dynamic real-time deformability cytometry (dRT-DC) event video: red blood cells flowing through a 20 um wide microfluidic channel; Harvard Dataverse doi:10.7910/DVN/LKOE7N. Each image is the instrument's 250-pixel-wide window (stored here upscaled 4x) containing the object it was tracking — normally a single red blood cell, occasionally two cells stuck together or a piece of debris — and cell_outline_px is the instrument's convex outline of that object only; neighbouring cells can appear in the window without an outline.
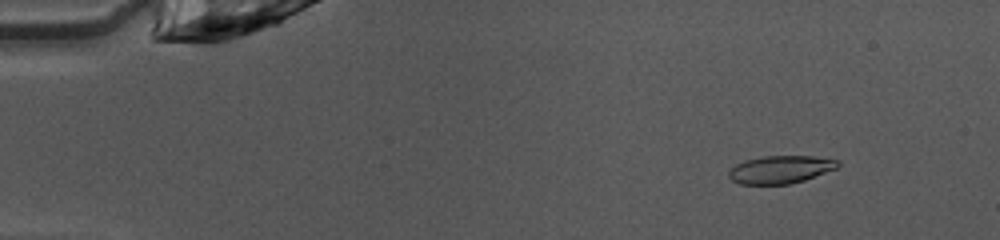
{"species": "common noctule bat (a hibernating species)", "species_latin": "Nyctalus noctula", "temperature_condition": "warm", "stored_images_in_passage": 49, "camera_frame_rate_fps": 3000, "um_per_image_px": 0.085, "animal": {"sex": "female", "body_mass_g": 10.0, "forearm_length_mm": 53.1}, "frame": {"image": 1, "passage_image": 6, "time_ms": 1.667, "image_size_px": [1000, 240], "cell_outline_px": [[840, 164], [836, 168], [804, 180], [788, 184], [740, 184], [732, 180], [728, 176], [728, 172], [736, 164], [744, 160], [764, 156], [812, 156], [840, 160]], "centroid_in_image_um": [66.33, 14.4], "position_along_channel_um": 18.7, "area_um2": 17.57}}
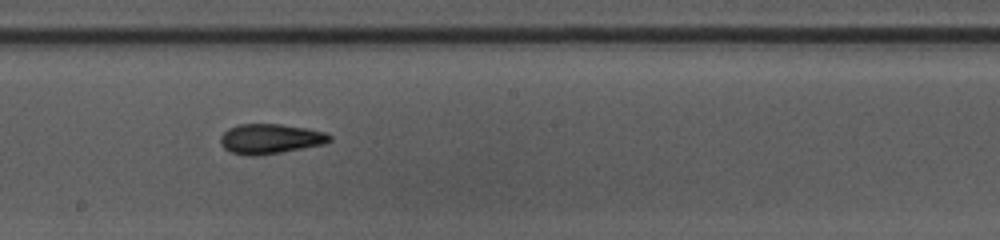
{"frame": {"image": 2, "passage_image": 28, "time_ms": 9.0, "image_size_px": [1000, 240], "cell_outline_px": [[332, 140], [324, 144], [280, 152], [256, 156], [248, 156], [232, 152], [224, 148], [220, 144], [220, 136], [228, 128], [240, 124], [280, 124], [308, 128], [324, 132], [332, 136]], "centroid_in_image_um": [22.97, 11.79], "position_along_channel_um": 225.2, "area_um2": 19.02}}
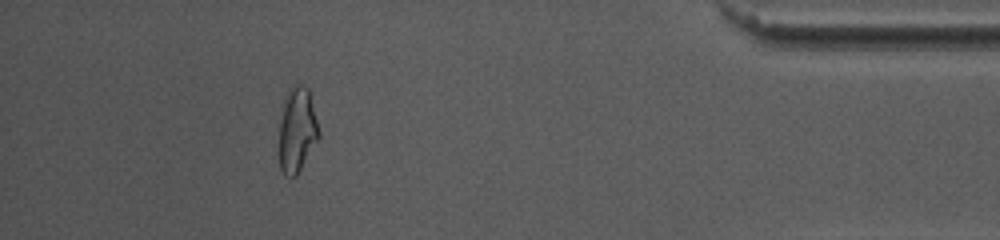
{"frame": {"image": 3, "passage_image": 45, "time_ms": 14.667, "image_size_px": [1000, 240], "cell_outline_px": [[320, 136], [296, 176], [284, 176], [280, 168], [276, 152], [280, 108], [288, 92], [296, 84], [300, 84], [308, 88], [320, 132]], "centroid_in_image_um": [25.18, 11.09], "position_along_channel_um": 410.0, "area_um2": 20.35}, "authors_computed_cell_mechanics": {"area_um2": 18.7272, "velocity_mm_per_s": 4.0674, "shape_relaxation_time_tau1_ms": 4.8202, "shape_relaxation_time_tau2_ms": 1.8671, "deformation_change_tau1": 0.168, "deformation_change_tau2": 0.0906}}